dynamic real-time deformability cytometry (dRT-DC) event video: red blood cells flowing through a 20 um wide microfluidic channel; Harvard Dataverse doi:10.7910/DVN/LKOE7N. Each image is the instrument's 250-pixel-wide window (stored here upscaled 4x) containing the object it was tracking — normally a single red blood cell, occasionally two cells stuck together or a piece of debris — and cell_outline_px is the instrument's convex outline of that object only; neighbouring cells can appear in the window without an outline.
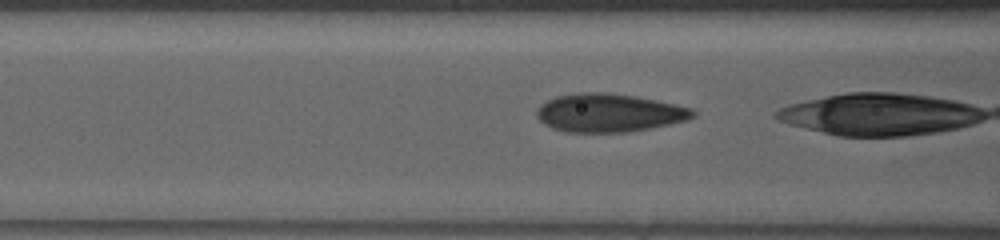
{"species": "human", "species_latin": "Homo sapiens", "temperature_condition": "warm", "stored_images_in_passage": 28, "camera_frame_rate_fps": 3000, "um_per_image_px": 0.085, "donor": {"sex": "female"}, "frame": {"image": 1, "passage_image": 27, "time_ms": 8.667, "image_size_px": [1000, 240], "cell_outline_px": [[696, 116], [688, 120], [652, 128], [624, 132], [564, 132], [552, 128], [544, 124], [536, 116], [536, 112], [540, 104], [556, 96], [580, 92], [608, 92], [636, 96], [656, 100], [692, 108], [696, 112]], "centroid_in_image_um": [51.77, 9.59], "position_along_channel_um": 114.8, "area_um2": 35.08}}